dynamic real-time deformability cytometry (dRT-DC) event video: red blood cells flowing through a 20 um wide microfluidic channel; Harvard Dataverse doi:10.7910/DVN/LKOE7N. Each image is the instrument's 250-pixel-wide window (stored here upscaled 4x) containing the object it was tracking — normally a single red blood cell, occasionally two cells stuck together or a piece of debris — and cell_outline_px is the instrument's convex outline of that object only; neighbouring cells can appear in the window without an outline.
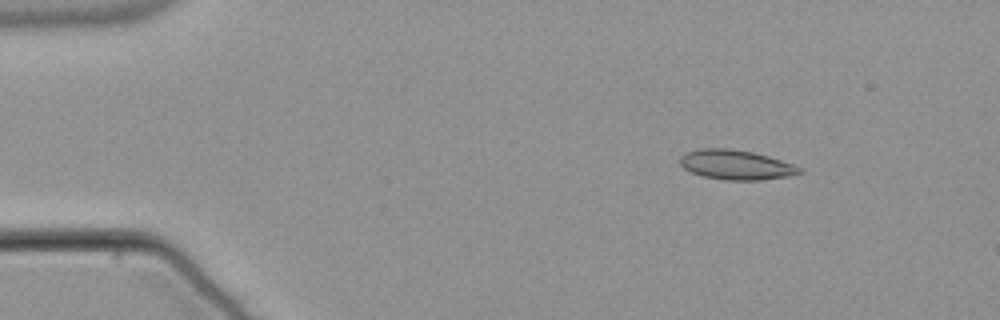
{"species": "common noctule bat (a hibernating species)", "species_latin": "Nyctalus noctula", "temperature_condition": "warm", "stored_images_in_passage": 49, "camera_frame_rate_fps": 3000, "um_per_image_px": 0.085, "animal": {"sex": "male", "body_mass_g": 21.5, "forearm_length_mm": 52.0}, "frame": {"image": 1, "passage_image": 2, "time_ms": 0.333, "image_size_px": [1000, 320], "cell_outline_px": [[804, 172], [788, 176], [760, 180], [728, 180], [704, 176], [692, 172], [684, 168], [680, 164], [680, 156], [684, 152], [700, 148], [728, 148], [752, 152], [768, 156], [804, 168]], "centroid_in_image_um": [62.56, 14.0], "position_along_channel_um": 22.4, "area_um2": 20.63}}
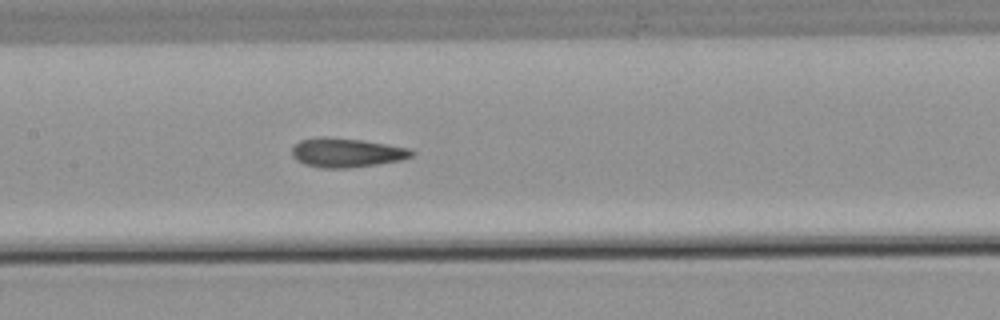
{"frame": {"image": 2, "passage_image": 21, "time_ms": 6.667, "image_size_px": [1000, 320], "cell_outline_px": [[416, 152], [412, 156], [400, 160], [376, 164], [348, 168], [320, 168], [304, 164], [296, 160], [292, 156], [292, 148], [300, 140], [324, 136], [360, 140], [388, 144], [412, 148]], "centroid_in_image_um": [29.46, 12.97], "position_along_channel_um": 177.9, "area_um2": 20.4}}
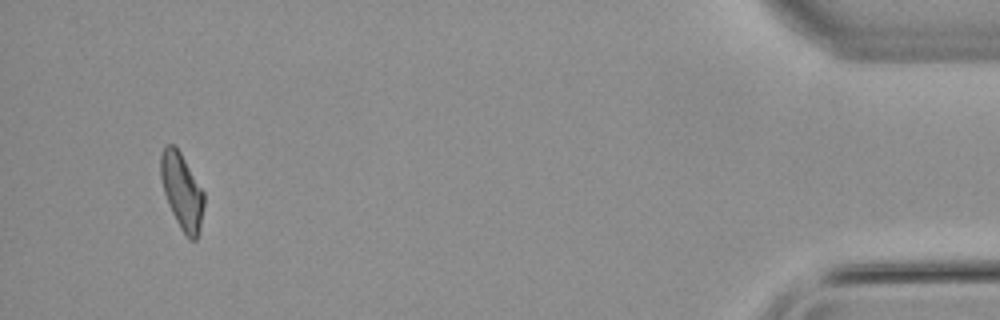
{"frame": {"image": 3, "passage_image": 46, "time_ms": 15.0, "image_size_px": [1000, 320], "cell_outline_px": [[204, 204], [200, 228], [196, 240], [188, 240], [180, 228], [168, 204], [164, 192], [160, 176], [160, 156], [164, 148], [168, 144], [172, 144], [180, 152], [204, 192]], "centroid_in_image_um": [15.46, 16.28], "position_along_channel_um": 419.7, "area_um2": 19.02}, "authors_computed_cell_mechanics": {"area_um2": 19.8832, "velocity_mm_per_s": 3.8164, "shape_relaxation_time_tau1_ms": null, "shape_relaxation_time_tau2_ms": 1.8567, "deformation_change_tau1": null, "deformation_change_tau2": 0.0956}}